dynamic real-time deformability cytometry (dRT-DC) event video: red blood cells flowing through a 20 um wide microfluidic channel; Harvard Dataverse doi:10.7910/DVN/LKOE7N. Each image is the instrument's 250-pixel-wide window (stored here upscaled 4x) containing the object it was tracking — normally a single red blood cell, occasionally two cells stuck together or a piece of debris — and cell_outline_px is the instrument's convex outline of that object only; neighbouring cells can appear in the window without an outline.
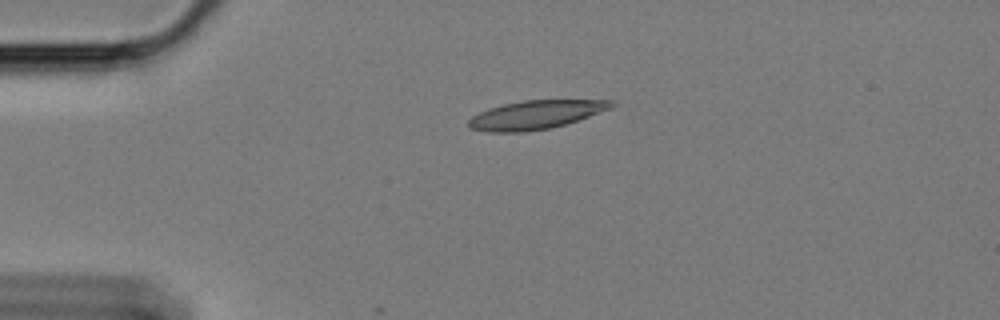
{"species": "Egyptian fruit bat (a non-hibernating species)", "species_latin": "Rousettus aegyptiacus", "temperature_condition": "cold", "stored_images_in_passage": 27, "camera_frame_rate_fps": 3000, "um_per_image_px": 0.085, "animal": {"sex": "female"}, "frame": {"image": 1, "passage_image": 1, "time_ms": 0.0, "image_size_px": [1000, 320], "cell_outline_px": [[616, 104], [612, 108], [552, 128], [524, 132], [488, 132], [468, 128], [468, 120], [472, 116], [488, 108], [504, 104], [524, 100], [612, 100]], "centroid_in_image_um": [45.5, 9.76], "position_along_channel_um": 39.5, "area_um2": 23.76}}
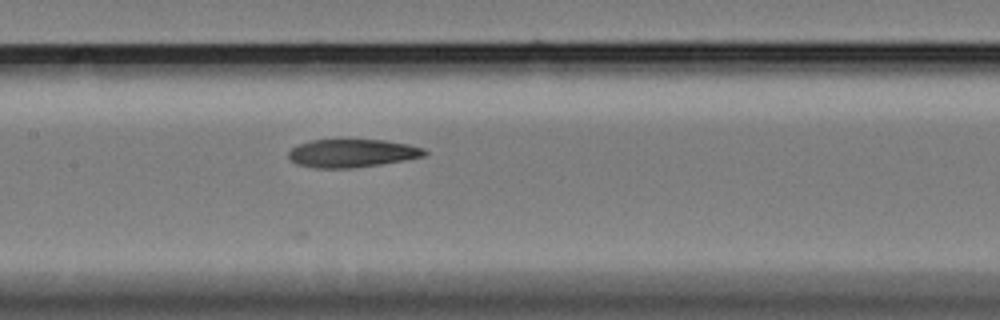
{"frame": {"image": 2, "passage_image": 16, "time_ms": 5.0, "image_size_px": [1000, 320], "cell_outline_px": [[428, 152], [424, 156], [404, 160], [380, 164], [352, 168], [316, 168], [296, 164], [288, 156], [288, 152], [296, 144], [312, 140], [384, 140], [408, 144], [424, 148]], "centroid_in_image_um": [29.91, 13.02], "position_along_channel_um": 177.5, "area_um2": 22.25}}
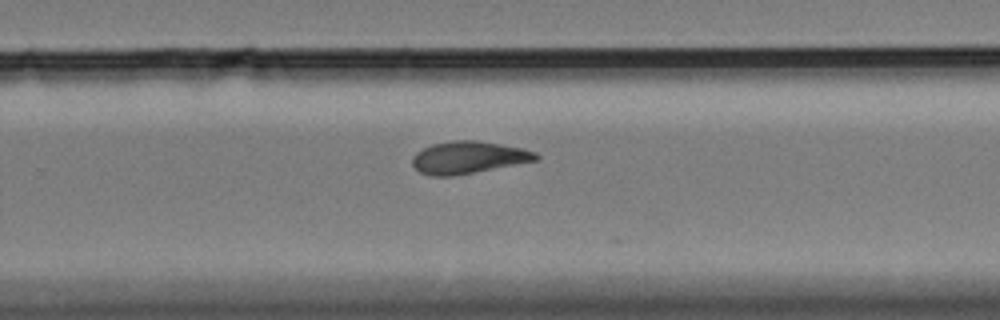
{"frame": {"image": 3, "passage_image": 26, "time_ms": 8.333, "image_size_px": [1000, 320], "cell_outline_px": [[540, 160], [452, 176], [432, 176], [420, 172], [412, 164], [412, 156], [416, 152], [432, 144], [452, 140], [476, 140], [524, 148], [536, 152], [540, 156]], "centroid_in_image_um": [39.84, 13.38], "position_along_channel_um": 290.0, "area_um2": 23.29}}